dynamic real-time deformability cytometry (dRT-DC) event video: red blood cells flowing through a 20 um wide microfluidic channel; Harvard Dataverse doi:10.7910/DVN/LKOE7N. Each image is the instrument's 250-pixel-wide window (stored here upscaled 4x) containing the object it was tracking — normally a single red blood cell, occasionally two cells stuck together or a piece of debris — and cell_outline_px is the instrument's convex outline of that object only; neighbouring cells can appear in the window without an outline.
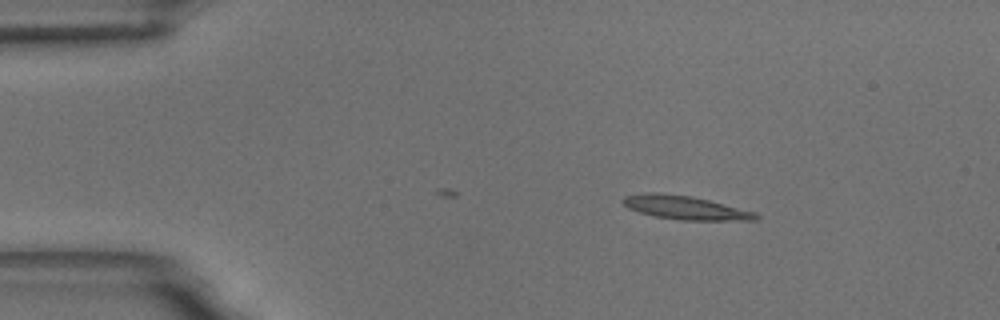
{"species": "common noctule bat (a hibernating species)", "species_latin": "Nyctalus noctula", "temperature_condition": "room temperature", "stored_images_in_passage": 36, "camera_frame_rate_fps": 3000, "um_per_image_px": 0.085, "animal": {"sex": "male", "body_mass_g": 18.8}, "frame": {"image": 1, "passage_image": 1, "time_ms": 0.0, "image_size_px": [1000, 320], "cell_outline_px": [[760, 216], [756, 220], [680, 220], [656, 216], [640, 212], [628, 208], [620, 200], [624, 196], [648, 192], [656, 192], [692, 196], [756, 212]], "centroid_in_image_um": [58.23, 17.64], "position_along_channel_um": 26.8, "area_um2": 18.21}}
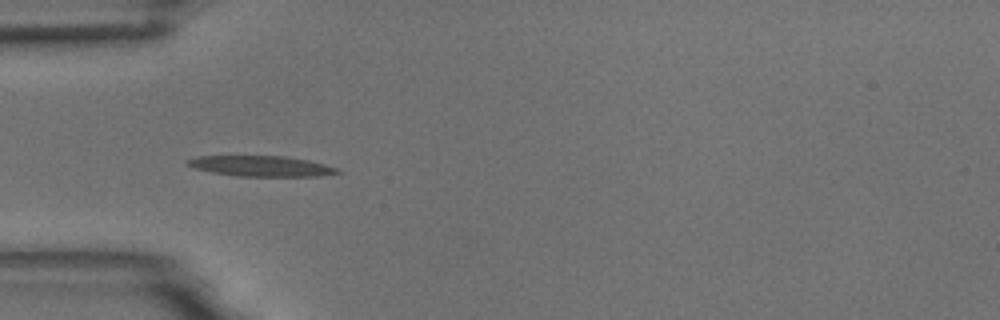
{"frame": {"image": 2, "passage_image": 9, "time_ms": 2.667, "image_size_px": [1000, 320], "cell_outline_px": [[344, 172], [320, 176], [236, 176], [212, 172], [196, 168], [184, 164], [184, 160], [196, 156], [284, 156], [308, 160], [340, 168]], "centroid_in_image_um": [22.21, 14.12], "position_along_channel_um": 62.8, "area_um2": 18.09}}
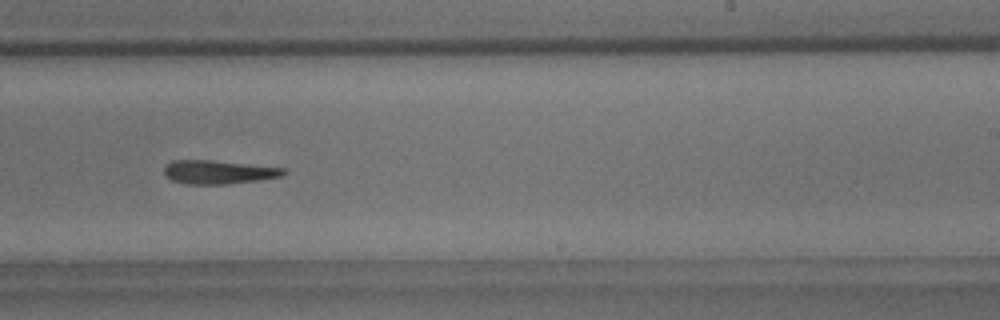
{"frame": {"image": 3, "passage_image": 26, "time_ms": 8.333, "image_size_px": [1000, 320], "cell_outline_px": [[288, 172], [284, 176], [260, 180], [228, 184], [184, 184], [172, 180], [164, 176], [164, 168], [172, 160], [212, 160], [284, 168]], "centroid_in_image_um": [18.58, 14.63], "position_along_channel_um": 270.4, "area_um2": 16.59}, "authors_computed_cell_mechanics": {"area_um2": 17.3689, "velocity_mm_per_s": 3.6877, "shape_relaxation_time_tau1_ms": 6.6831, "shape_relaxation_time_tau2_ms": null, "deformation_change_tau1": 0.1751, "deformation_change_tau2": null}}